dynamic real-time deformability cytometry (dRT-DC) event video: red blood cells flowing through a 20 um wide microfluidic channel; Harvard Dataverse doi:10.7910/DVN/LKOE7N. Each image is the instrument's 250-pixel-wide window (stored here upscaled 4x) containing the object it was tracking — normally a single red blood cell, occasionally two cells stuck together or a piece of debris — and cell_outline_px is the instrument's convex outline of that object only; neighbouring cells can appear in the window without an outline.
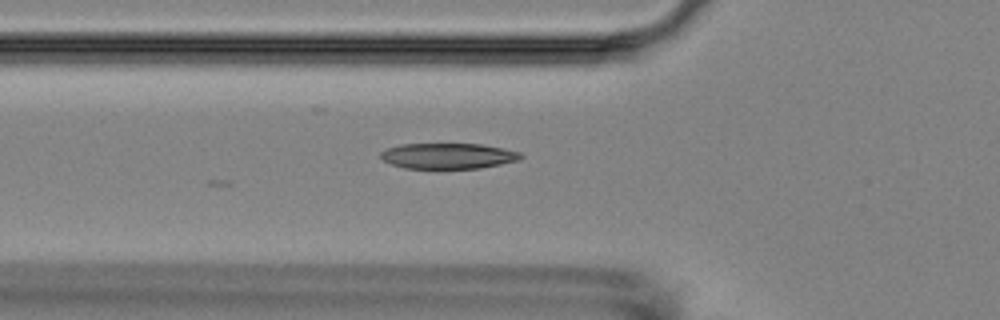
{"species": "Egyptian fruit bat (a non-hibernating species)", "species_latin": "Rousettus aegyptiacus", "temperature_condition": "room temperature", "stored_images_in_passage": 6, "camera_frame_rate_fps": 3000, "um_per_image_px": 0.085, "animal": {"sex": "female"}, "frame": {"image": 1, "passage_image": 6, "time_ms": 5.667, "image_size_px": [1000, 320], "cell_outline_px": [[524, 156], [520, 160], [480, 168], [404, 168], [392, 164], [384, 160], [380, 156], [380, 152], [388, 148], [400, 144], [480, 144], [520, 152]], "centroid_in_image_um": [38.09, 13.25], "position_along_channel_um": 87.7, "area_um2": 20.75}}